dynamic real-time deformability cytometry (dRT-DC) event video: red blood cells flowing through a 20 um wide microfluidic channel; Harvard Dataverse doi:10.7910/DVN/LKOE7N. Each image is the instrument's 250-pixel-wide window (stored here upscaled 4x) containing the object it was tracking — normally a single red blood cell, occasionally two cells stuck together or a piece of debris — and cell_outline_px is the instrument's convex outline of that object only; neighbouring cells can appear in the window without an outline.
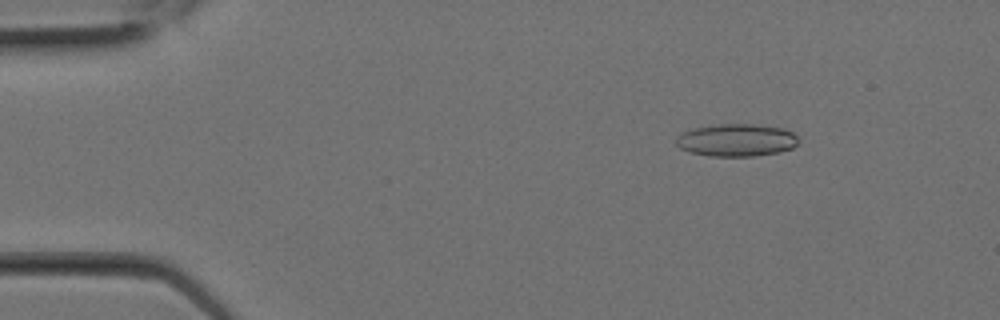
{"species": "Egyptian fruit bat (a non-hibernating species)", "species_latin": "Rousettus aegyptiacus", "temperature_condition": "room temperature", "stored_images_in_passage": 2, "camera_frame_rate_fps": 3000, "um_per_image_px": 0.085, "animal": {"sex": "female"}, "frame": {"image": 1, "passage_image": 1, "time_ms": 0.0, "image_size_px": [1000, 320], "cell_outline_px": [[796, 144], [792, 148], [780, 152], [752, 156], [712, 156], [688, 152], [680, 148], [676, 144], [676, 136], [680, 132], [692, 128], [720, 124], [752, 124], [784, 128], [792, 132], [796, 136]], "centroid_in_image_um": [62.55, 11.91], "position_along_channel_um": 22.5, "area_um2": 23.24}}